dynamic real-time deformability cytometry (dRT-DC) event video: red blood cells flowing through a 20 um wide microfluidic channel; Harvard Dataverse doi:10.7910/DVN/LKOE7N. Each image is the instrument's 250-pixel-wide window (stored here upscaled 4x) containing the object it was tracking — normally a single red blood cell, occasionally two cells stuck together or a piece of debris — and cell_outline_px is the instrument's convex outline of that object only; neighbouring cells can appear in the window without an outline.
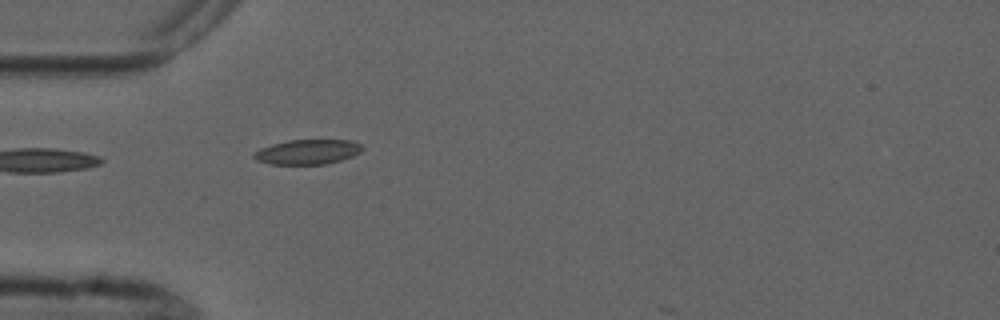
{"species": "common noctule bat (a hibernating species)", "species_latin": "Nyctalus noctula", "temperature_condition": "cold", "stored_images_in_passage": 4, "camera_frame_rate_fps": 3000, "um_per_image_px": 0.085, "animal": {"sex": "male", "forearm_length_mm": 52.5}, "frame": {"image": 1, "passage_image": 4, "time_ms": 4.667, "image_size_px": [1000, 320], "cell_outline_px": [[364, 148], [360, 152], [352, 156], [340, 160], [324, 164], [268, 164], [256, 160], [252, 156], [260, 148], [272, 144], [288, 140], [352, 140], [364, 144]], "centroid_in_image_um": [26.17, 12.9], "position_along_channel_um": 58.8, "area_um2": 15.72}}